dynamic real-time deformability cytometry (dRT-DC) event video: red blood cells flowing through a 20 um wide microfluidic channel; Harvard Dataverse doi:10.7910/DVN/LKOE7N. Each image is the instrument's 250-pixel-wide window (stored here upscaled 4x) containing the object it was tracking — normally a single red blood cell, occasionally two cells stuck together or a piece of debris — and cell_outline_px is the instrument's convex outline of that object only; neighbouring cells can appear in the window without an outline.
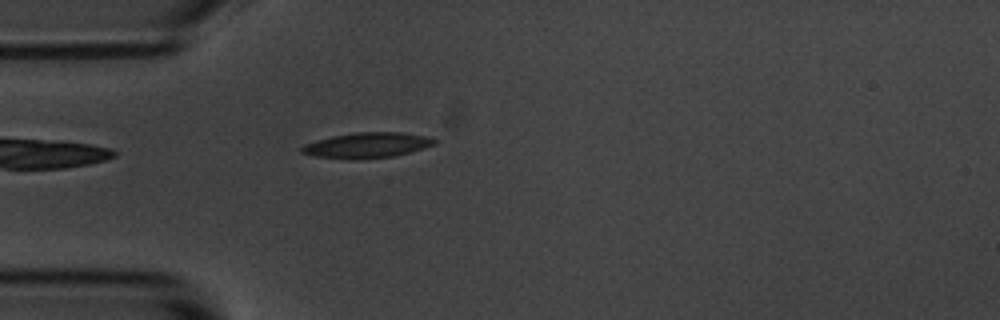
{"species": "common noctule bat (a hibernating species)", "species_latin": "Nyctalus noctula", "temperature_condition": "room temperature", "stored_images_in_passage": 1, "camera_frame_rate_fps": 3000, "um_per_image_px": 0.085, "animal": {"sex": "male", "body_mass_g": 20.1, "forearm_length_mm": 53.5}, "frame": {"image": 1, "passage_image": 1, "time_ms": 0.0, "image_size_px": [1000, 320], "cell_outline_px": [[436, 144], [424, 148], [392, 156], [356, 160], [352, 160], [316, 156], [300, 152], [300, 148], [304, 144], [316, 140], [332, 136], [356, 132], [400, 132], [424, 136], [436, 140]], "centroid_in_image_um": [31.15, 12.35], "position_along_channel_um": 53.8, "area_um2": 19.54}}